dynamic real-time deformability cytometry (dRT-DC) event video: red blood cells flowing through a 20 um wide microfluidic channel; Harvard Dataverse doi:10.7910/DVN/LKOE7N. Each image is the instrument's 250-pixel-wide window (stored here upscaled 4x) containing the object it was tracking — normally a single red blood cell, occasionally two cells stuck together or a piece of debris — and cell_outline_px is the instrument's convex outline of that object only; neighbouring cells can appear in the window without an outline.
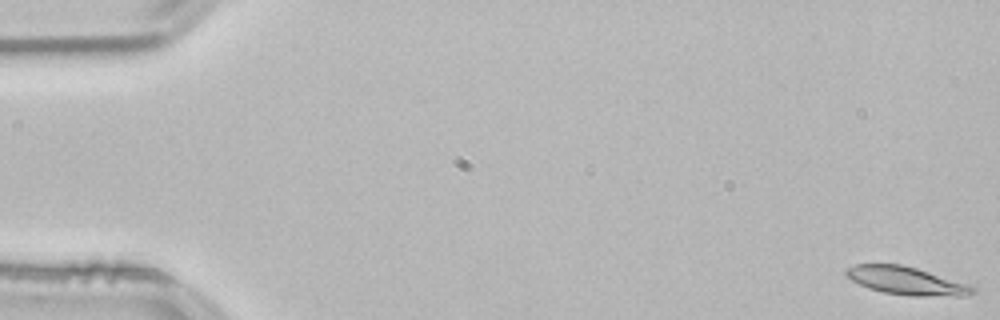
{"species": "common noctule bat (a hibernating species)", "species_latin": "Nyctalus noctula", "temperature_condition": "room temperature", "stored_images_in_passage": 53, "camera_frame_rate_fps": 3000, "um_per_image_px": 0.085, "animal": {"sex": "male", "body_mass_g": 21.5, "forearm_length_mm": 52.0}, "frame": {"image": 1, "passage_image": 1, "time_ms": 0.0, "image_size_px": [1000, 320], "cell_outline_px": [[976, 292], [964, 296], [912, 296], [884, 292], [868, 288], [852, 280], [844, 272], [844, 268], [856, 264], [900, 264], [916, 268], [968, 284], [976, 288]], "centroid_in_image_um": [77.04, 23.86], "position_along_channel_um": 8.0, "area_um2": 20.52}}
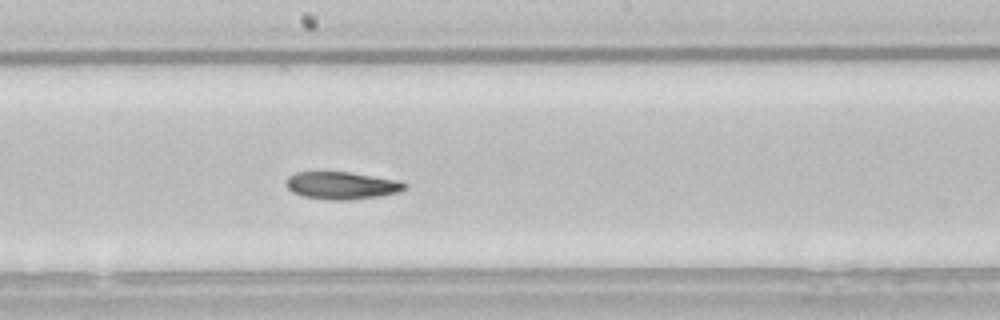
{"frame": {"image": 2, "passage_image": 29, "time_ms": 9.333, "image_size_px": [1000, 320], "cell_outline_px": [[408, 184], [404, 188], [396, 192], [380, 196], [348, 200], [328, 200], [304, 196], [292, 192], [284, 184], [288, 176], [296, 172], [348, 172], [396, 180]], "centroid_in_image_um": [28.98, 15.77], "position_along_channel_um": 219.2, "area_um2": 18.79}}
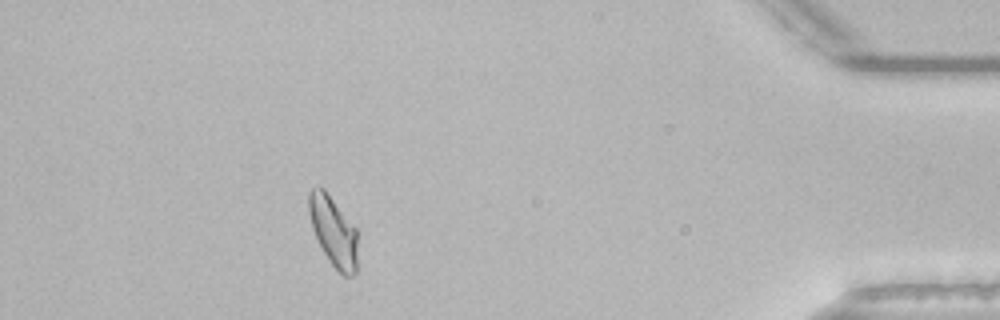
{"frame": {"image": 3, "passage_image": 48, "time_ms": 15.667, "image_size_px": [1000, 320], "cell_outline_px": [[356, 272], [352, 276], [344, 276], [328, 260], [316, 240], [312, 228], [308, 212], [308, 192], [312, 188], [324, 188], [356, 228]], "centroid_in_image_um": [28.3, 19.65], "position_along_channel_um": 406.9, "area_um2": 19.77}, "authors_computed_cell_mechanics": {"area_um2": 19.8832, "velocity_mm_per_s": 3.809, "shape_relaxation_time_tau1_ms": 7.443, "shape_relaxation_time_tau2_ms": 4.1624, "deformation_change_tau1": 0.1761, "deformation_change_tau2": 0.0994}}